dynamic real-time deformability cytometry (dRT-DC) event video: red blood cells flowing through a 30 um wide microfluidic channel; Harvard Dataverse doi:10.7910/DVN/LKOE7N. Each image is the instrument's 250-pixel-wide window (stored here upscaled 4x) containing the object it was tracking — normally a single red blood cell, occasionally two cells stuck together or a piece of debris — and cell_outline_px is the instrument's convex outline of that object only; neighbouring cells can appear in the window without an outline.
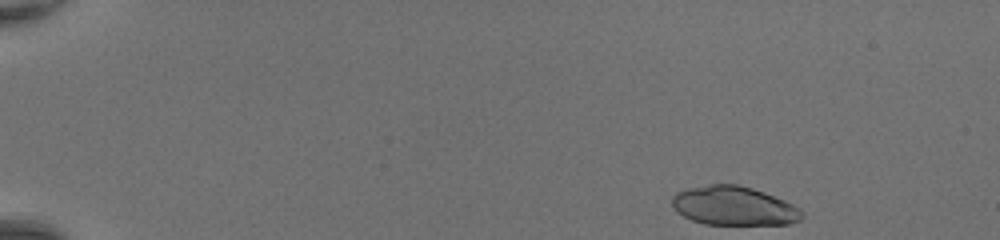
{"species": "common noctule bat (a hibernating species)", "species_latin": "Nyctalus noctula", "temperature_condition": "room temperature", "stored_images_in_passage": 43, "camera_frame_rate_fps": 3000, "um_per_image_px": 0.085, "animal": {"sex": "female", "body_mass_g": 20.0, "forearm_length_mm": 54.0}, "frame": {"image": 1, "passage_image": 1, "time_ms": 0.0, "image_size_px": [1000, 240], "cell_outline_px": [[804, 216], [800, 220], [788, 224], [704, 224], [692, 220], [676, 212], [672, 208], [672, 196], [676, 192], [688, 188], [708, 184], [736, 184], [752, 188], [764, 192], [784, 200], [792, 204], [804, 212]], "centroid_in_image_um": [62.35, 17.5], "position_along_channel_um": 22.6, "area_um2": 29.59}}